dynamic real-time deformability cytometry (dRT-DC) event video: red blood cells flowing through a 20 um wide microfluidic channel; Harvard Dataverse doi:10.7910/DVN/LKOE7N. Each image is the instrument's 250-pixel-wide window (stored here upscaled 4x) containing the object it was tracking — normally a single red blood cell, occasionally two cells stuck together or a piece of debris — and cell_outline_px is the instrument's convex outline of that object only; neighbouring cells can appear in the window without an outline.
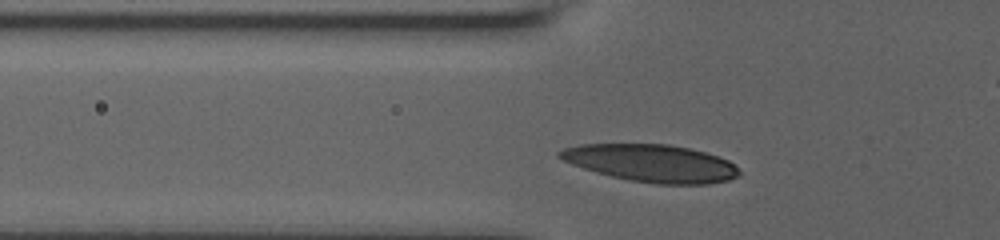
{"species": "human", "species_latin": "Homo sapiens", "temperature_condition": "room temperature", "stored_images_in_passage": 32, "camera_frame_rate_fps": 3000, "um_per_image_px": 0.085, "donor": {"sex": "male"}, "frame": {"image": 1, "passage_image": 2, "time_ms": 0.333, "image_size_px": [1000, 240], "cell_outline_px": [[740, 176], [728, 180], [708, 184], [656, 184], [632, 180], [612, 176], [596, 172], [572, 164], [556, 156], [556, 152], [564, 148], [580, 144], [668, 144], [688, 148], [704, 152], [728, 160], [740, 172]], "centroid_in_image_um": [55.35, 13.86], "position_along_channel_um": 70.5, "area_um2": 38.9}}
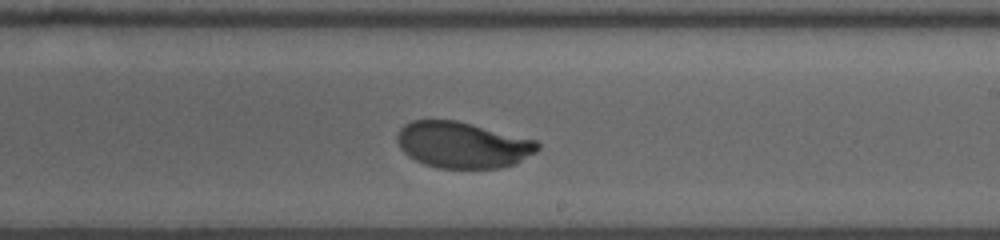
{"frame": {"image": 2, "passage_image": 17, "time_ms": 5.333, "image_size_px": [1000, 240], "cell_outline_px": [[540, 148], [536, 152], [516, 164], [500, 168], [436, 168], [424, 164], [408, 156], [400, 148], [396, 140], [396, 136], [400, 128], [404, 124], [412, 120], [456, 120], [536, 140], [540, 144]], "centroid_in_image_um": [39.31, 12.32], "position_along_channel_um": 249.7, "area_um2": 37.97}}
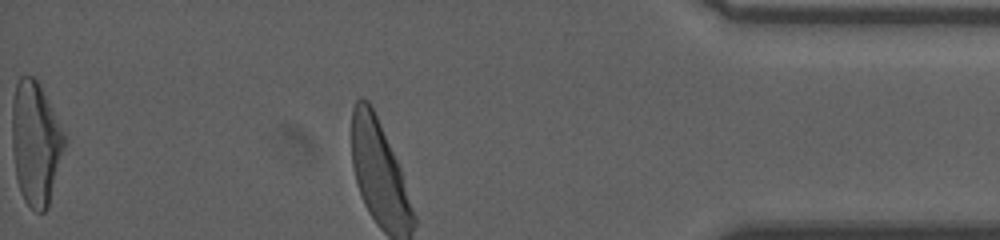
{"frame": {"image": 3, "passage_image": 32, "time_ms": 10.333, "image_size_px": [1000, 240], "cell_outline_px": [[68, 140], [48, 208], [44, 212], [36, 212], [24, 200], [20, 192], [16, 180], [12, 148], [12, 100], [16, 84], [20, 76], [32, 76], [36, 80], [64, 132]], "centroid_in_image_um": [3.03, 12.23], "position_along_channel_um": 432.2, "area_um2": 37.92}, "authors_computed_cell_mechanics": {"area_um2": 38.437, "velocity_mm_per_s": 3.6365, "shape_relaxation_time_tau1_ms": 3.4889, "shape_relaxation_time_tau2_ms": null, "deformation_change_tau1": 0.1729, "deformation_change_tau2": null}}